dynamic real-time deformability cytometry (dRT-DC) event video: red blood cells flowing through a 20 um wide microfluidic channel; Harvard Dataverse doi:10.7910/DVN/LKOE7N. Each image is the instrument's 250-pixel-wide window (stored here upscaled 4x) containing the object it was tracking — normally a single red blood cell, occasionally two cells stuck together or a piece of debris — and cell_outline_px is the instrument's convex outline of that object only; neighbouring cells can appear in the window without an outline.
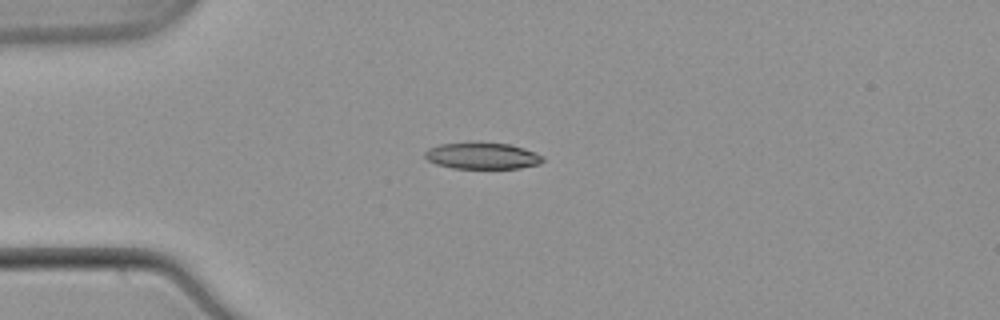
{"species": "common noctule bat (a hibernating species)", "species_latin": "Nyctalus noctula", "temperature_condition": "warm", "stored_images_in_passage": 41, "camera_frame_rate_fps": 3000, "um_per_image_px": 0.085, "animal": {"sex": "male", "body_mass_g": 21.5, "forearm_length_mm": 52.0}, "frame": {"image": 1, "passage_image": 1, "time_ms": 0.0, "image_size_px": [1000, 320], "cell_outline_px": [[544, 160], [540, 164], [520, 168], [452, 168], [436, 164], [428, 160], [424, 156], [424, 152], [428, 148], [440, 144], [468, 140], [476, 140], [508, 144], [524, 148], [536, 152], [544, 156]], "centroid_in_image_um": [40.97, 13.2], "position_along_channel_um": 44.0, "area_um2": 18.9}}
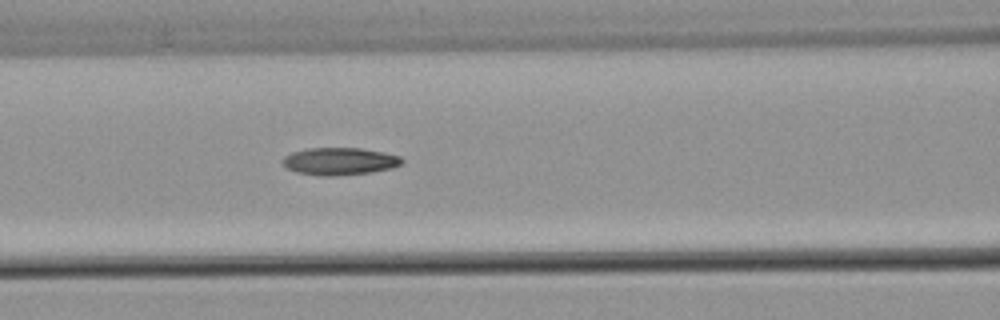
{"frame": {"image": 2, "passage_image": 10, "time_ms": 3.0, "image_size_px": [1000, 320], "cell_outline_px": [[404, 160], [400, 164], [392, 168], [372, 172], [332, 176], [324, 176], [296, 172], [288, 168], [280, 160], [284, 156], [292, 152], [308, 148], [360, 148], [384, 152], [400, 156]], "centroid_in_image_um": [28.86, 13.7], "position_along_channel_um": 137.7, "area_um2": 19.02}}
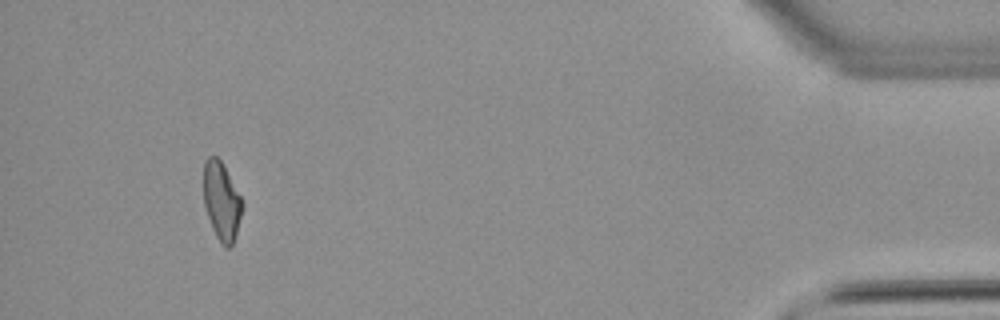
{"frame": {"image": 3, "passage_image": 37, "time_ms": 12.0, "image_size_px": [1000, 320], "cell_outline_px": [[244, 204], [236, 232], [232, 244], [228, 248], [224, 248], [216, 236], [212, 228], [204, 204], [204, 160], [208, 156], [216, 156], [220, 160], [244, 200]], "centroid_in_image_um": [18.84, 17.09], "position_along_channel_um": 416.4, "area_um2": 17.57}, "authors_computed_cell_mechanics": {"area_um2": 18.496, "velocity_mm_per_s": 3.8723, "shape_relaxation_time_tau1_ms": null, "shape_relaxation_time_tau2_ms": 5.2014, "deformation_change_tau1": null, "deformation_change_tau2": 0.1342}}